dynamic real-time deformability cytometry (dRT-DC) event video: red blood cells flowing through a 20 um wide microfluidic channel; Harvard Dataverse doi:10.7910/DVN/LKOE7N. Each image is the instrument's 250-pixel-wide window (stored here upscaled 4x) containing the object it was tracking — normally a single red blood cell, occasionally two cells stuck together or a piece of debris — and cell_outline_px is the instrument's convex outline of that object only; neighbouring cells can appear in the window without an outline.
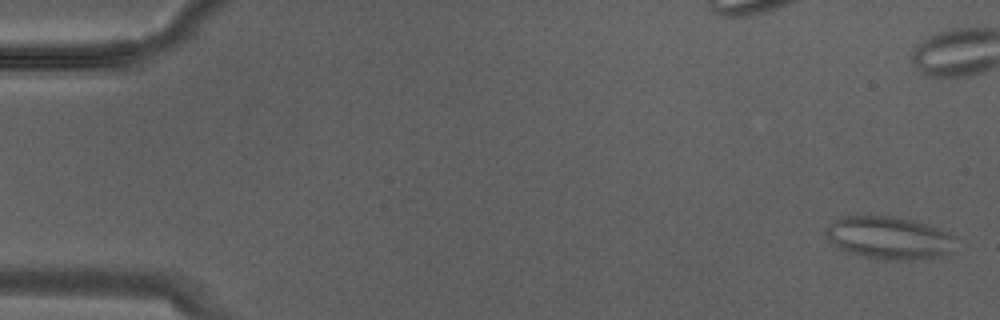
{"species": "Egyptian fruit bat (a non-hibernating species)", "species_latin": "Rousettus aegyptiacus", "temperature_condition": "warm", "stored_images_in_passage": 12, "camera_frame_rate_fps": 3000, "um_per_image_px": 0.085, "animal": {"sex": "male"}, "frame": {"image": 1, "passage_image": 1, "time_ms": 0.0, "image_size_px": [1000, 320], "cell_outline_px": [[952, 236], [948, 252], [940, 256], [912, 260], [888, 260], [864, 256], [848, 252], [840, 248], [828, 240], [824, 236], [824, 228], [836, 216], [896, 216], [928, 224]], "centroid_in_image_um": [75.42, 20.19], "position_along_channel_um": 9.6, "area_um2": 31.96}}